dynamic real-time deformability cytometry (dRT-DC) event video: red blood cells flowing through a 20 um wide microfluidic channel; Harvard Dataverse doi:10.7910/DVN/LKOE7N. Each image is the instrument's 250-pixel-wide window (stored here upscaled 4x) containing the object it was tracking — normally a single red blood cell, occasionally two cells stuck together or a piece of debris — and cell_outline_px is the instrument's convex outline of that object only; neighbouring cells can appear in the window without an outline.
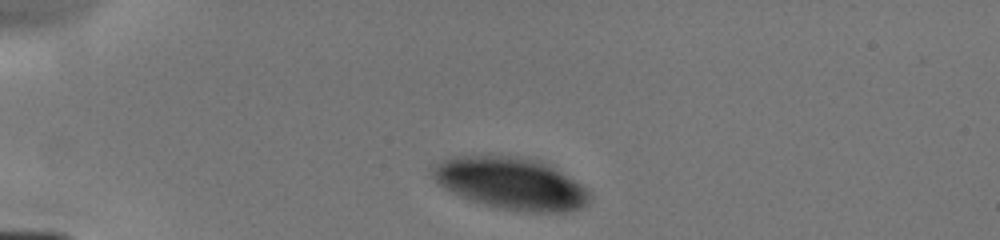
{"species": "human", "species_latin": "Homo sapiens", "temperature_condition": "cold", "stored_images_in_passage": 5, "camera_frame_rate_fps": 3000, "um_per_image_px": 0.085, "donor": {"sex": "male"}, "frame": {"image": 1, "passage_image": 1, "time_ms": 0.0, "image_size_px": [1000, 240], "cell_outline_px": [[588, 204], [580, 208], [568, 212], [524, 212], [500, 208], [484, 204], [472, 200], [452, 192], [444, 188], [432, 176], [432, 168], [436, 164], [452, 156], [512, 156], [536, 160], [548, 164], [580, 184], [588, 192]], "centroid_in_image_um": [43.42, 15.6], "position_along_channel_um": 41.6, "area_um2": 46.88}}
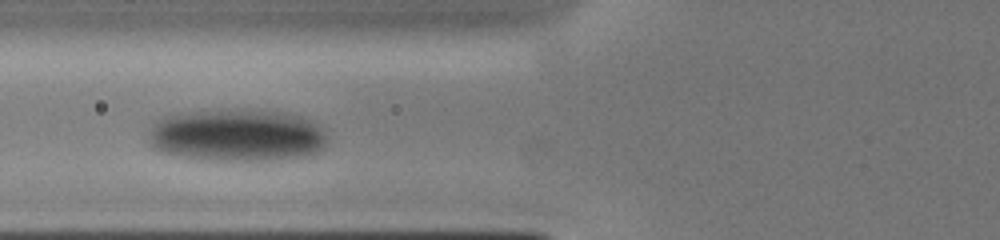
{"frame": {"image": 2, "passage_image": 4, "time_ms": 2.667, "image_size_px": [1000, 240], "cell_outline_px": [[328, 136], [324, 148], [320, 152], [312, 156], [276, 160], [212, 160], [184, 156], [160, 152], [152, 148], [148, 140], [152, 128], [156, 120], [164, 116], [192, 112], [224, 108], [240, 108], [284, 112], [300, 116], [312, 120], [320, 124], [324, 128]], "centroid_in_image_um": [20.23, 11.49], "position_along_channel_um": 105.6, "area_um2": 55.78}}